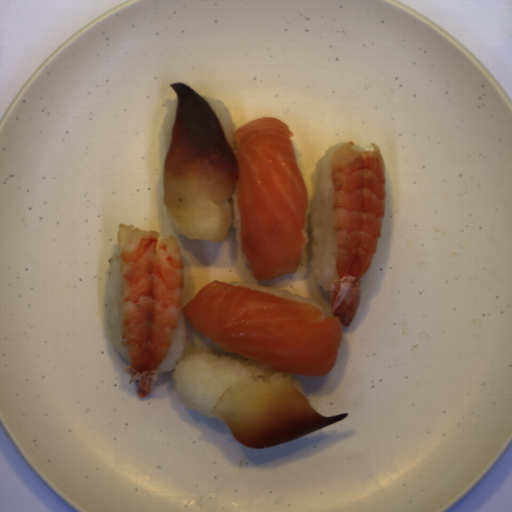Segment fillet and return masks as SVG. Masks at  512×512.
<instances>
[{
    "mask_svg": "<svg viewBox=\"0 0 512 512\" xmlns=\"http://www.w3.org/2000/svg\"><path fill=\"white\" fill-rule=\"evenodd\" d=\"M177 103L163 165L162 200L190 240L226 239L230 210L219 203L235 187L240 248L253 280L273 281L296 273L307 237L305 180L289 126L255 118L228 142L212 106L185 82L169 85Z\"/></svg>",
    "mask_w": 512,
    "mask_h": 512,
    "instance_id": "25842a12",
    "label": "fillet"
},
{
    "mask_svg": "<svg viewBox=\"0 0 512 512\" xmlns=\"http://www.w3.org/2000/svg\"><path fill=\"white\" fill-rule=\"evenodd\" d=\"M318 306L214 280L181 308L188 323L220 348L274 370L266 380L234 383L211 413L246 447L266 448L320 430L348 417H325L293 384L333 369L341 340L340 317Z\"/></svg>",
    "mask_w": 512,
    "mask_h": 512,
    "instance_id": "e2c912f1",
    "label": "fillet"
}]
</instances>
